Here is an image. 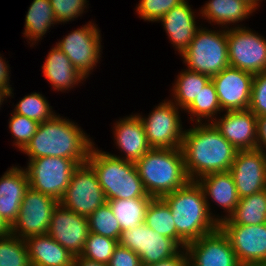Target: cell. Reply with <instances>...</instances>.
Instances as JSON below:
<instances>
[{"mask_svg": "<svg viewBox=\"0 0 266 266\" xmlns=\"http://www.w3.org/2000/svg\"><path fill=\"white\" fill-rule=\"evenodd\" d=\"M87 163L95 171L107 201L153 198L147 194L134 162L95 149L93 145Z\"/></svg>", "mask_w": 266, "mask_h": 266, "instance_id": "5b68a950", "label": "cell"}, {"mask_svg": "<svg viewBox=\"0 0 266 266\" xmlns=\"http://www.w3.org/2000/svg\"><path fill=\"white\" fill-rule=\"evenodd\" d=\"M59 201L29 187L22 200L19 215L12 225V234L26 240L48 233L54 209Z\"/></svg>", "mask_w": 266, "mask_h": 266, "instance_id": "8fae6325", "label": "cell"}, {"mask_svg": "<svg viewBox=\"0 0 266 266\" xmlns=\"http://www.w3.org/2000/svg\"><path fill=\"white\" fill-rule=\"evenodd\" d=\"M258 117L249 109L226 111L212 122L221 135L237 150L257 149Z\"/></svg>", "mask_w": 266, "mask_h": 266, "instance_id": "d6986e66", "label": "cell"}, {"mask_svg": "<svg viewBox=\"0 0 266 266\" xmlns=\"http://www.w3.org/2000/svg\"><path fill=\"white\" fill-rule=\"evenodd\" d=\"M29 187L28 174L23 168L13 166L0 178V215L11 227L18 218Z\"/></svg>", "mask_w": 266, "mask_h": 266, "instance_id": "ffe728a7", "label": "cell"}, {"mask_svg": "<svg viewBox=\"0 0 266 266\" xmlns=\"http://www.w3.org/2000/svg\"><path fill=\"white\" fill-rule=\"evenodd\" d=\"M153 198L113 199L107 203L118 220L122 232L142 224L148 205Z\"/></svg>", "mask_w": 266, "mask_h": 266, "instance_id": "83f0119b", "label": "cell"}, {"mask_svg": "<svg viewBox=\"0 0 266 266\" xmlns=\"http://www.w3.org/2000/svg\"><path fill=\"white\" fill-rule=\"evenodd\" d=\"M117 245L118 240L90 232L80 256L108 264Z\"/></svg>", "mask_w": 266, "mask_h": 266, "instance_id": "d590c367", "label": "cell"}, {"mask_svg": "<svg viewBox=\"0 0 266 266\" xmlns=\"http://www.w3.org/2000/svg\"><path fill=\"white\" fill-rule=\"evenodd\" d=\"M88 218L63 207L54 209L48 229L50 235L74 257L80 256L89 235Z\"/></svg>", "mask_w": 266, "mask_h": 266, "instance_id": "ac0fdd59", "label": "cell"}, {"mask_svg": "<svg viewBox=\"0 0 266 266\" xmlns=\"http://www.w3.org/2000/svg\"><path fill=\"white\" fill-rule=\"evenodd\" d=\"M93 145L77 124L55 115L39 123L35 135L22 151L29 156V160L45 156L62 157L81 165L87 163Z\"/></svg>", "mask_w": 266, "mask_h": 266, "instance_id": "7a4b0ae2", "label": "cell"}, {"mask_svg": "<svg viewBox=\"0 0 266 266\" xmlns=\"http://www.w3.org/2000/svg\"><path fill=\"white\" fill-rule=\"evenodd\" d=\"M95 25L89 21L87 25L71 31L56 43V46L85 78L88 77L101 57V34Z\"/></svg>", "mask_w": 266, "mask_h": 266, "instance_id": "4fadbf2b", "label": "cell"}, {"mask_svg": "<svg viewBox=\"0 0 266 266\" xmlns=\"http://www.w3.org/2000/svg\"><path fill=\"white\" fill-rule=\"evenodd\" d=\"M248 109L257 117L266 115V72L254 75Z\"/></svg>", "mask_w": 266, "mask_h": 266, "instance_id": "ab89813d", "label": "cell"}, {"mask_svg": "<svg viewBox=\"0 0 266 266\" xmlns=\"http://www.w3.org/2000/svg\"><path fill=\"white\" fill-rule=\"evenodd\" d=\"M255 9L244 0H209L200 10L202 17L211 23L226 26L248 19Z\"/></svg>", "mask_w": 266, "mask_h": 266, "instance_id": "484cf974", "label": "cell"}, {"mask_svg": "<svg viewBox=\"0 0 266 266\" xmlns=\"http://www.w3.org/2000/svg\"><path fill=\"white\" fill-rule=\"evenodd\" d=\"M87 218L90 232L119 240L122 230L107 202L98 207Z\"/></svg>", "mask_w": 266, "mask_h": 266, "instance_id": "d6a6232c", "label": "cell"}, {"mask_svg": "<svg viewBox=\"0 0 266 266\" xmlns=\"http://www.w3.org/2000/svg\"><path fill=\"white\" fill-rule=\"evenodd\" d=\"M246 1L248 4H250L255 10L257 9V7H259V2L261 0H244Z\"/></svg>", "mask_w": 266, "mask_h": 266, "instance_id": "c3c4849f", "label": "cell"}, {"mask_svg": "<svg viewBox=\"0 0 266 266\" xmlns=\"http://www.w3.org/2000/svg\"><path fill=\"white\" fill-rule=\"evenodd\" d=\"M239 263L254 266L266 261V223L258 225L233 224L228 218L219 222Z\"/></svg>", "mask_w": 266, "mask_h": 266, "instance_id": "5bb4252c", "label": "cell"}, {"mask_svg": "<svg viewBox=\"0 0 266 266\" xmlns=\"http://www.w3.org/2000/svg\"><path fill=\"white\" fill-rule=\"evenodd\" d=\"M0 266H31L25 240L13 234L0 238Z\"/></svg>", "mask_w": 266, "mask_h": 266, "instance_id": "836d02e7", "label": "cell"}, {"mask_svg": "<svg viewBox=\"0 0 266 266\" xmlns=\"http://www.w3.org/2000/svg\"><path fill=\"white\" fill-rule=\"evenodd\" d=\"M187 0L169 10L158 21L162 22L171 44L182 55L200 29L196 26L195 14Z\"/></svg>", "mask_w": 266, "mask_h": 266, "instance_id": "7402d4cb", "label": "cell"}, {"mask_svg": "<svg viewBox=\"0 0 266 266\" xmlns=\"http://www.w3.org/2000/svg\"><path fill=\"white\" fill-rule=\"evenodd\" d=\"M44 77L54 90L66 91L86 79L70 62V59L55 45L42 66Z\"/></svg>", "mask_w": 266, "mask_h": 266, "instance_id": "d4e9b609", "label": "cell"}, {"mask_svg": "<svg viewBox=\"0 0 266 266\" xmlns=\"http://www.w3.org/2000/svg\"><path fill=\"white\" fill-rule=\"evenodd\" d=\"M73 266H108V264L85 259L81 256H75Z\"/></svg>", "mask_w": 266, "mask_h": 266, "instance_id": "f6af8a7d", "label": "cell"}, {"mask_svg": "<svg viewBox=\"0 0 266 266\" xmlns=\"http://www.w3.org/2000/svg\"><path fill=\"white\" fill-rule=\"evenodd\" d=\"M57 23L71 21L84 12L86 0H49Z\"/></svg>", "mask_w": 266, "mask_h": 266, "instance_id": "f35d334b", "label": "cell"}, {"mask_svg": "<svg viewBox=\"0 0 266 266\" xmlns=\"http://www.w3.org/2000/svg\"><path fill=\"white\" fill-rule=\"evenodd\" d=\"M184 0H140L136 11L145 21L157 22L173 7Z\"/></svg>", "mask_w": 266, "mask_h": 266, "instance_id": "74e56055", "label": "cell"}, {"mask_svg": "<svg viewBox=\"0 0 266 266\" xmlns=\"http://www.w3.org/2000/svg\"><path fill=\"white\" fill-rule=\"evenodd\" d=\"M146 266H189L188 255L185 248H183V251L181 250L177 255L170 259Z\"/></svg>", "mask_w": 266, "mask_h": 266, "instance_id": "b9f144b4", "label": "cell"}, {"mask_svg": "<svg viewBox=\"0 0 266 266\" xmlns=\"http://www.w3.org/2000/svg\"><path fill=\"white\" fill-rule=\"evenodd\" d=\"M135 166L147 194L153 198H162L191 181L181 148H151Z\"/></svg>", "mask_w": 266, "mask_h": 266, "instance_id": "277c9868", "label": "cell"}, {"mask_svg": "<svg viewBox=\"0 0 266 266\" xmlns=\"http://www.w3.org/2000/svg\"><path fill=\"white\" fill-rule=\"evenodd\" d=\"M185 250L189 266H242L227 236L219 227L187 243Z\"/></svg>", "mask_w": 266, "mask_h": 266, "instance_id": "9a60e30c", "label": "cell"}, {"mask_svg": "<svg viewBox=\"0 0 266 266\" xmlns=\"http://www.w3.org/2000/svg\"><path fill=\"white\" fill-rule=\"evenodd\" d=\"M108 266H142L140 257L131 249L118 244Z\"/></svg>", "mask_w": 266, "mask_h": 266, "instance_id": "60d3db41", "label": "cell"}, {"mask_svg": "<svg viewBox=\"0 0 266 266\" xmlns=\"http://www.w3.org/2000/svg\"><path fill=\"white\" fill-rule=\"evenodd\" d=\"M191 116H195L196 123H202L201 119H208L212 123L214 115L221 111V106L218 100L216 87L214 82L210 79L209 82L202 88L195 100L185 109Z\"/></svg>", "mask_w": 266, "mask_h": 266, "instance_id": "1f68e13d", "label": "cell"}, {"mask_svg": "<svg viewBox=\"0 0 266 266\" xmlns=\"http://www.w3.org/2000/svg\"><path fill=\"white\" fill-rule=\"evenodd\" d=\"M180 72L173 86V99L177 107L185 110L200 93L202 88L209 82L211 77L196 71L186 70Z\"/></svg>", "mask_w": 266, "mask_h": 266, "instance_id": "f546056e", "label": "cell"}, {"mask_svg": "<svg viewBox=\"0 0 266 266\" xmlns=\"http://www.w3.org/2000/svg\"><path fill=\"white\" fill-rule=\"evenodd\" d=\"M7 62L2 59V56H0V87L5 88L9 92V96H12V87L9 85V66L6 64Z\"/></svg>", "mask_w": 266, "mask_h": 266, "instance_id": "ee69618b", "label": "cell"}, {"mask_svg": "<svg viewBox=\"0 0 266 266\" xmlns=\"http://www.w3.org/2000/svg\"><path fill=\"white\" fill-rule=\"evenodd\" d=\"M188 70L212 77L229 66L226 30L200 28L181 55Z\"/></svg>", "mask_w": 266, "mask_h": 266, "instance_id": "8992f818", "label": "cell"}, {"mask_svg": "<svg viewBox=\"0 0 266 266\" xmlns=\"http://www.w3.org/2000/svg\"><path fill=\"white\" fill-rule=\"evenodd\" d=\"M181 149L191 181L211 173L229 171L238 151L210 122L185 129Z\"/></svg>", "mask_w": 266, "mask_h": 266, "instance_id": "6da1fadb", "label": "cell"}, {"mask_svg": "<svg viewBox=\"0 0 266 266\" xmlns=\"http://www.w3.org/2000/svg\"><path fill=\"white\" fill-rule=\"evenodd\" d=\"M254 266H266V261L261 262V263H259V264H257V265H254Z\"/></svg>", "mask_w": 266, "mask_h": 266, "instance_id": "681fc988", "label": "cell"}, {"mask_svg": "<svg viewBox=\"0 0 266 266\" xmlns=\"http://www.w3.org/2000/svg\"><path fill=\"white\" fill-rule=\"evenodd\" d=\"M229 66L253 75L266 72V39L246 27L226 30Z\"/></svg>", "mask_w": 266, "mask_h": 266, "instance_id": "9c48e42d", "label": "cell"}, {"mask_svg": "<svg viewBox=\"0 0 266 266\" xmlns=\"http://www.w3.org/2000/svg\"><path fill=\"white\" fill-rule=\"evenodd\" d=\"M25 242L31 266H73L74 256L50 235L32 236Z\"/></svg>", "mask_w": 266, "mask_h": 266, "instance_id": "cb8c5ba5", "label": "cell"}, {"mask_svg": "<svg viewBox=\"0 0 266 266\" xmlns=\"http://www.w3.org/2000/svg\"><path fill=\"white\" fill-rule=\"evenodd\" d=\"M172 101L164 100V103L155 107L148 118H143L138 114L151 148L171 149L182 146L185 130L183 131L182 128L179 107Z\"/></svg>", "mask_w": 266, "mask_h": 266, "instance_id": "30bf717a", "label": "cell"}, {"mask_svg": "<svg viewBox=\"0 0 266 266\" xmlns=\"http://www.w3.org/2000/svg\"><path fill=\"white\" fill-rule=\"evenodd\" d=\"M233 224L258 225L266 223V189L240 198L228 217Z\"/></svg>", "mask_w": 266, "mask_h": 266, "instance_id": "f1b7e54d", "label": "cell"}, {"mask_svg": "<svg viewBox=\"0 0 266 266\" xmlns=\"http://www.w3.org/2000/svg\"><path fill=\"white\" fill-rule=\"evenodd\" d=\"M42 94L32 93L19 101L14 108V113L33 119L38 123H43L52 119L56 114Z\"/></svg>", "mask_w": 266, "mask_h": 266, "instance_id": "e575fe53", "label": "cell"}, {"mask_svg": "<svg viewBox=\"0 0 266 266\" xmlns=\"http://www.w3.org/2000/svg\"><path fill=\"white\" fill-rule=\"evenodd\" d=\"M118 244L134 251L140 257L142 266L170 259L182 250L173 239L158 234L144 222L121 232Z\"/></svg>", "mask_w": 266, "mask_h": 266, "instance_id": "7c38bea8", "label": "cell"}, {"mask_svg": "<svg viewBox=\"0 0 266 266\" xmlns=\"http://www.w3.org/2000/svg\"><path fill=\"white\" fill-rule=\"evenodd\" d=\"M7 97H9V92L5 88L0 87V107L5 100L4 98Z\"/></svg>", "mask_w": 266, "mask_h": 266, "instance_id": "7dc6e473", "label": "cell"}, {"mask_svg": "<svg viewBox=\"0 0 266 266\" xmlns=\"http://www.w3.org/2000/svg\"><path fill=\"white\" fill-rule=\"evenodd\" d=\"M12 234V227L0 215V238L7 237Z\"/></svg>", "mask_w": 266, "mask_h": 266, "instance_id": "bcb514c9", "label": "cell"}, {"mask_svg": "<svg viewBox=\"0 0 266 266\" xmlns=\"http://www.w3.org/2000/svg\"><path fill=\"white\" fill-rule=\"evenodd\" d=\"M144 224L176 242V228L170 207L161 198L151 200L146 210Z\"/></svg>", "mask_w": 266, "mask_h": 266, "instance_id": "4dcf8cb0", "label": "cell"}, {"mask_svg": "<svg viewBox=\"0 0 266 266\" xmlns=\"http://www.w3.org/2000/svg\"><path fill=\"white\" fill-rule=\"evenodd\" d=\"M78 166L72 159L45 156L29 160L25 170L31 189L60 201Z\"/></svg>", "mask_w": 266, "mask_h": 266, "instance_id": "52a82bcc", "label": "cell"}, {"mask_svg": "<svg viewBox=\"0 0 266 266\" xmlns=\"http://www.w3.org/2000/svg\"><path fill=\"white\" fill-rule=\"evenodd\" d=\"M107 202L97 175L88 164L79 165L73 172L70 183L59 203L66 209L88 217Z\"/></svg>", "mask_w": 266, "mask_h": 266, "instance_id": "ba28073f", "label": "cell"}, {"mask_svg": "<svg viewBox=\"0 0 266 266\" xmlns=\"http://www.w3.org/2000/svg\"><path fill=\"white\" fill-rule=\"evenodd\" d=\"M161 199L170 207L176 228V243L182 249L187 243L219 227V218L210 215L203 190L196 181H190Z\"/></svg>", "mask_w": 266, "mask_h": 266, "instance_id": "3957f363", "label": "cell"}, {"mask_svg": "<svg viewBox=\"0 0 266 266\" xmlns=\"http://www.w3.org/2000/svg\"><path fill=\"white\" fill-rule=\"evenodd\" d=\"M254 75L228 66L211 77L222 111L248 109Z\"/></svg>", "mask_w": 266, "mask_h": 266, "instance_id": "e0dca14e", "label": "cell"}, {"mask_svg": "<svg viewBox=\"0 0 266 266\" xmlns=\"http://www.w3.org/2000/svg\"><path fill=\"white\" fill-rule=\"evenodd\" d=\"M39 123L23 115L11 113L9 129L15 139V146L23 150L35 135Z\"/></svg>", "mask_w": 266, "mask_h": 266, "instance_id": "8d00e7d4", "label": "cell"}, {"mask_svg": "<svg viewBox=\"0 0 266 266\" xmlns=\"http://www.w3.org/2000/svg\"><path fill=\"white\" fill-rule=\"evenodd\" d=\"M54 24H57V21L50 1L33 0L25 17V32L23 34L34 44L38 39H42V36Z\"/></svg>", "mask_w": 266, "mask_h": 266, "instance_id": "4316f807", "label": "cell"}, {"mask_svg": "<svg viewBox=\"0 0 266 266\" xmlns=\"http://www.w3.org/2000/svg\"><path fill=\"white\" fill-rule=\"evenodd\" d=\"M114 125L115 143L125 154L122 159L135 163L151 149L138 115L122 118Z\"/></svg>", "mask_w": 266, "mask_h": 266, "instance_id": "44dd1931", "label": "cell"}, {"mask_svg": "<svg viewBox=\"0 0 266 266\" xmlns=\"http://www.w3.org/2000/svg\"><path fill=\"white\" fill-rule=\"evenodd\" d=\"M196 182L203 190L208 211L213 218L215 215L213 216L210 212L209 196L214 202L228 212L223 218L222 216H220L221 218L219 217V222L227 219L234 212L240 198L233 177L229 171L211 173L199 178Z\"/></svg>", "mask_w": 266, "mask_h": 266, "instance_id": "603a6c76", "label": "cell"}, {"mask_svg": "<svg viewBox=\"0 0 266 266\" xmlns=\"http://www.w3.org/2000/svg\"><path fill=\"white\" fill-rule=\"evenodd\" d=\"M257 148L266 154V115L257 120Z\"/></svg>", "mask_w": 266, "mask_h": 266, "instance_id": "7bdbcfd3", "label": "cell"}, {"mask_svg": "<svg viewBox=\"0 0 266 266\" xmlns=\"http://www.w3.org/2000/svg\"><path fill=\"white\" fill-rule=\"evenodd\" d=\"M239 198L266 189V154L260 149L238 150L229 170Z\"/></svg>", "mask_w": 266, "mask_h": 266, "instance_id": "2e32d148", "label": "cell"}]
</instances>
